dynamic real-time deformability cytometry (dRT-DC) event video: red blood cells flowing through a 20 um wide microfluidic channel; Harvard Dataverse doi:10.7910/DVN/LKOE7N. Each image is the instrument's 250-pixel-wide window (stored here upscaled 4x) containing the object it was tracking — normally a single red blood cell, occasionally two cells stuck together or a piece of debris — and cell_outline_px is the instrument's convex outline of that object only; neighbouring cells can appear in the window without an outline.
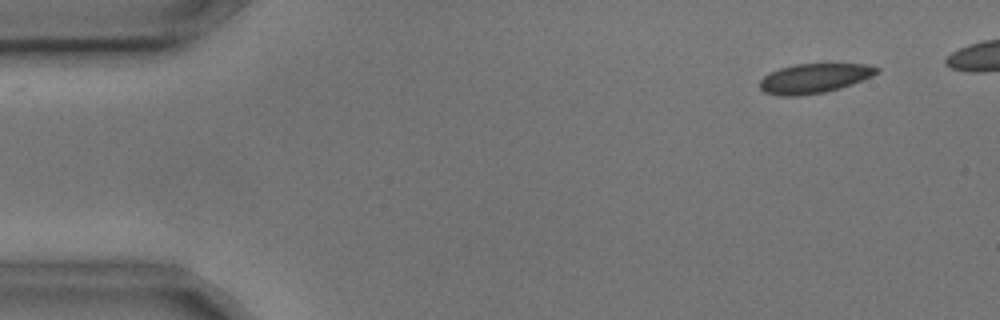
{"species": "common noctule bat (a hibernating species)", "species_latin": "Nyctalus noctula", "temperature_condition": "cold", "stored_images_in_passage": 6, "camera_frame_rate_fps": 3000, "um_per_image_px": 0.085, "animal": {"sex": "male", "body_mass_g": 17.9, "forearm_length_mm": 54.2}, "frame": {"image": 1, "passage_image": 2, "time_ms": 0.333, "image_size_px": [1000, 320], "cell_outline_px": [[880, 72], [872, 76], [852, 84], [840, 88], [824, 92], [800, 96], [780, 96], [764, 92], [760, 88], [760, 80], [764, 76], [780, 68], [796, 64], [864, 64], [880, 68]], "centroid_in_image_um": [69.21, 6.66], "position_along_channel_um": 15.8, "area_um2": 20.06}}